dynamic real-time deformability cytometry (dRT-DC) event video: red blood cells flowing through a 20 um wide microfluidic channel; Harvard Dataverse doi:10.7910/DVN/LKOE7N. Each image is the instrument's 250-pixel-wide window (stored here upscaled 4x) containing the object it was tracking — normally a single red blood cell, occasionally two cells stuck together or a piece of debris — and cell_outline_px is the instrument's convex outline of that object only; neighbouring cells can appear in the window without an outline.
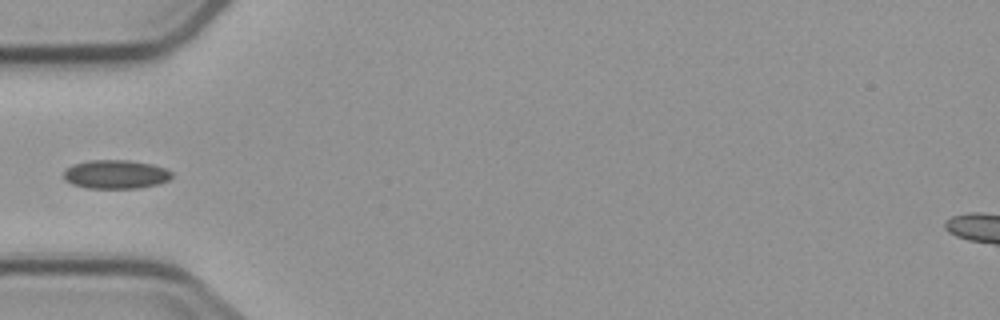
{"species": "common noctule bat (a hibernating species)", "species_latin": "Nyctalus noctula", "temperature_condition": "cold", "stored_images_in_passage": 4, "camera_frame_rate_fps": 3000, "um_per_image_px": 0.085, "animal": {"sex": "male", "body_mass_g": 23.1, "forearm_length_mm": 52.7}, "frame": {"image": 1, "passage_image": 3, "time_ms": 2.667, "image_size_px": [1000, 320], "cell_outline_px": [[172, 176], [168, 180], [156, 184], [140, 188], [88, 188], [72, 184], [64, 180], [64, 172], [72, 164], [92, 160], [128, 160], [152, 164], [164, 168], [172, 172]], "centroid_in_image_um": [9.83, 14.82], "position_along_channel_um": 75.2, "area_um2": 18.03}}
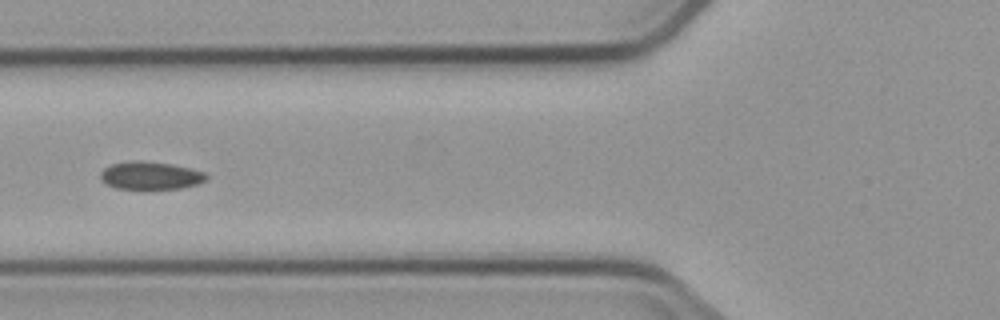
{"frame": {"image": 2, "passage_image": 4, "time_ms": 3.667, "image_size_px": [1000, 320], "cell_outline_px": [[208, 180], [196, 184], [180, 188], [116, 188], [104, 184], [100, 180], [100, 172], [104, 168], [112, 164], [132, 160], [136, 160], [172, 164], [204, 172], [208, 176]], "centroid_in_image_um": [12.75, 14.91], "position_along_channel_um": 113.0, "area_um2": 17.05}}